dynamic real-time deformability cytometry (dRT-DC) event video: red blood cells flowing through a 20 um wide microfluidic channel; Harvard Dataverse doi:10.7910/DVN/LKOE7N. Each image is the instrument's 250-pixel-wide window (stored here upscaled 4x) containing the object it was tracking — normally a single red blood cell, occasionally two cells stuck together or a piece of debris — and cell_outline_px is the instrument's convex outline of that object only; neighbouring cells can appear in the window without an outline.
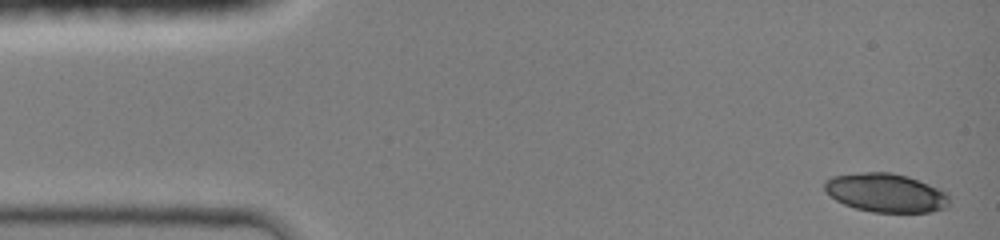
{"species": "common noctule bat (a hibernating species)", "species_latin": "Nyctalus noctula", "temperature_condition": "room temperature", "stored_images_in_passage": 6, "camera_frame_rate_fps": 3000, "um_per_image_px": 0.085, "animal": {"sex": "female", "body_mass_g": 19.0, "forearm_length_mm": 51.5}, "frame": {"image": 1, "passage_image": 1, "time_ms": 0.0, "image_size_px": [1000, 240], "cell_outline_px": [[948, 204], [944, 208], [932, 212], [872, 212], [856, 208], [844, 204], [836, 200], [824, 188], [824, 180], [832, 176], [860, 172], [892, 172], [908, 176], [948, 192]], "centroid_in_image_um": [75.29, 16.38], "position_along_channel_um": 9.7, "area_um2": 28.15}}
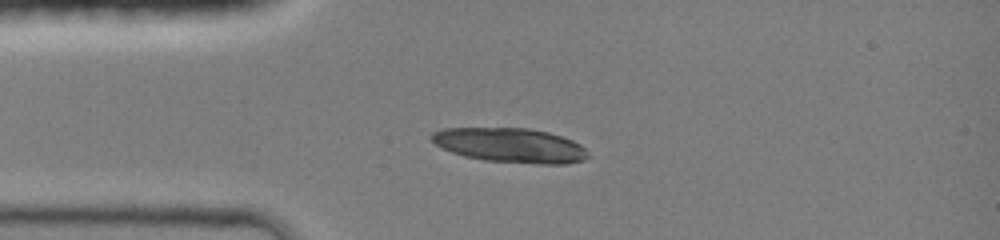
{"frame": {"image": 2, "passage_image": 5, "time_ms": 3.0, "image_size_px": [1000, 240], "cell_outline_px": [[588, 156], [580, 160], [568, 164], [540, 164], [484, 160], [464, 156], [452, 152], [436, 144], [428, 136], [432, 132], [444, 128], [528, 128], [548, 132], [572, 140], [580, 144], [588, 152]], "centroid_in_image_um": [43.35, 12.34], "position_along_channel_um": 41.6, "area_um2": 31.33}}